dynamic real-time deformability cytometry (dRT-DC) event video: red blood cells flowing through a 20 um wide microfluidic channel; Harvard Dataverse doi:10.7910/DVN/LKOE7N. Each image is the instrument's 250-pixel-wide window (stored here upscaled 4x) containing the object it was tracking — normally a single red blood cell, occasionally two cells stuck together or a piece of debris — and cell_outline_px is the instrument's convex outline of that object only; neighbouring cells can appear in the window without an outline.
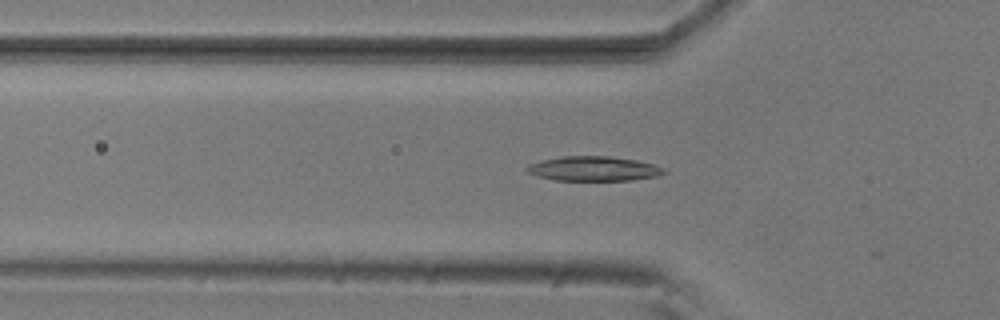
{"species": "common noctule bat (a hibernating species)", "species_latin": "Nyctalus noctula", "temperature_condition": "room temperature", "stored_images_in_passage": 13, "camera_frame_rate_fps": 3000, "um_per_image_px": 0.085, "animal": {"sex": "male", "body_mass_g": 20.5, "forearm_length_mm": 52.5}, "frame": {"image": 1, "passage_image": 2, "time_ms": 0.333, "image_size_px": [1000, 320], "cell_outline_px": [[668, 172], [656, 176], [632, 180], [556, 180], [540, 176], [528, 172], [524, 168], [528, 164], [540, 160], [560, 156], [608, 156], [636, 160], [652, 164], [664, 168]], "centroid_in_image_um": [50.44, 14.33], "position_along_channel_um": 75.4, "area_um2": 19.59}}
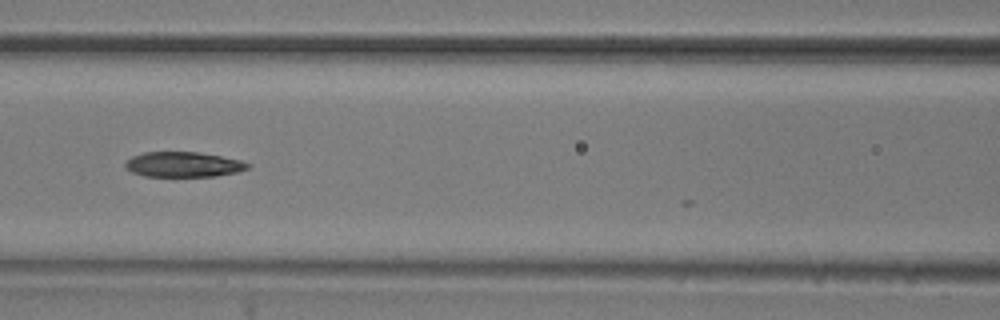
{"frame": {"image": 2, "passage_image": 8, "time_ms": 2.333, "image_size_px": [1000, 320], "cell_outline_px": [[252, 164], [248, 168], [236, 172], [216, 176], [144, 176], [132, 172], [124, 168], [124, 164], [132, 156], [144, 152], [196, 152], [220, 156], [240, 160]], "centroid_in_image_um": [15.56, 13.98], "position_along_channel_um": 151.0, "area_um2": 17.86}}
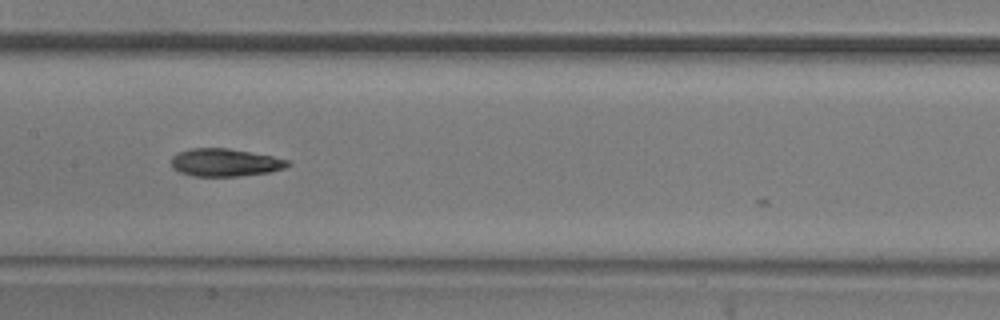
{"frame": {"image": 3, "passage_image": 11, "time_ms": 3.333, "image_size_px": [1000, 320], "cell_outline_px": [[292, 164], [284, 168], [268, 172], [240, 176], [192, 176], [180, 172], [172, 168], [172, 156], [176, 152], [192, 148], [228, 148], [272, 156], [288, 160]], "centroid_in_image_um": [19.1, 13.81], "position_along_channel_um": 188.3, "area_um2": 18.84}}